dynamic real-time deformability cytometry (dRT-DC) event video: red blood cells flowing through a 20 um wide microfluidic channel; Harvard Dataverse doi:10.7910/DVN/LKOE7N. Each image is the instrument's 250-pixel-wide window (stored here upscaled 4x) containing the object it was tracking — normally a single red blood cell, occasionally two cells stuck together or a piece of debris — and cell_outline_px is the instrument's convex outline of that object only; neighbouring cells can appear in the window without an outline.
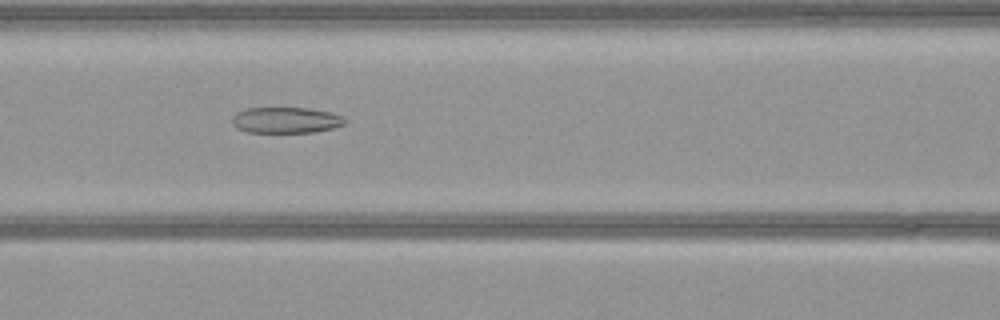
{"species": "common noctule bat (a hibernating species)", "species_latin": "Nyctalus noctula", "temperature_condition": "warm", "stored_images_in_passage": 34, "camera_frame_rate_fps": 3000, "um_per_image_px": 0.085, "animal": {"sex": "female", "body_mass_g": 21.9}, "frame": {"image": 1, "passage_image": 11, "time_ms": 3.333, "image_size_px": [1000, 320], "cell_outline_px": [[348, 120], [344, 124], [332, 128], [312, 132], [248, 132], [236, 128], [232, 124], [232, 116], [236, 112], [248, 108], [308, 108], [332, 112], [344, 116]], "centroid_in_image_um": [24.31, 10.2], "position_along_channel_um": 142.3, "area_um2": 17.17}}
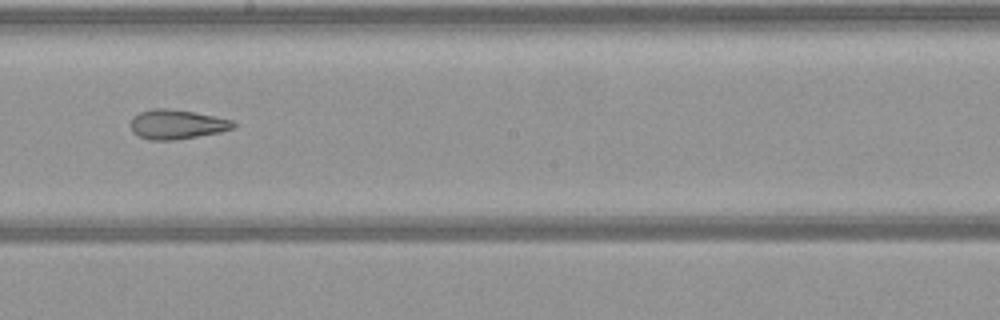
{"frame": {"image": 2, "passage_image": 18, "time_ms": 5.667, "image_size_px": [1000, 320], "cell_outline_px": [[236, 128], [220, 132], [172, 140], [148, 140], [132, 132], [132, 116], [140, 112], [152, 108], [168, 108], [192, 112], [232, 120], [236, 124]], "centroid_in_image_um": [15.02, 10.57], "position_along_channel_um": 233.2, "area_um2": 17.46}}
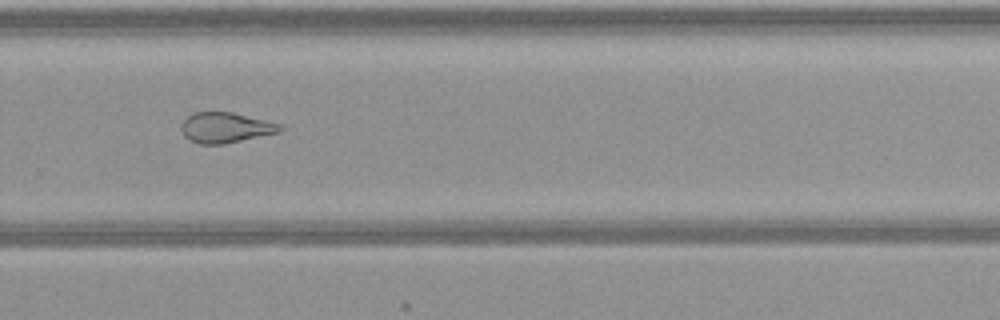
{"frame": {"image": 3, "passage_image": 24, "time_ms": 7.667, "image_size_px": [1000, 320], "cell_outline_px": [[284, 128], [280, 132], [224, 144], [200, 144], [188, 140], [184, 136], [180, 128], [180, 124], [188, 116], [196, 112], [232, 112], [280, 124]], "centroid_in_image_um": [19.14, 10.85], "position_along_channel_um": 310.7, "area_um2": 17.46}}